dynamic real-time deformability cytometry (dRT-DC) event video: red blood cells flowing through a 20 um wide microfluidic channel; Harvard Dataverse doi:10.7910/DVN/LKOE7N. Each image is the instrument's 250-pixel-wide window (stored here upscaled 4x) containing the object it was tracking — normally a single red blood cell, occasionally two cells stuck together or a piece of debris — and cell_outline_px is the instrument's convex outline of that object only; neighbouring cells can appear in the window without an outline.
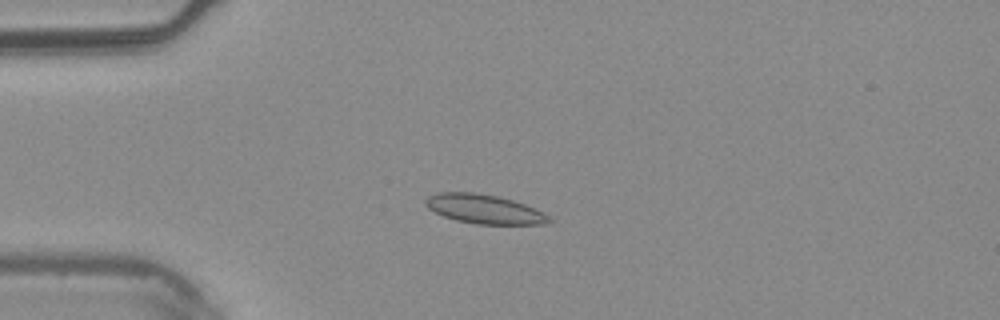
{"species": "common noctule bat (a hibernating species)", "species_latin": "Nyctalus noctula", "temperature_condition": "warm", "stored_images_in_passage": 8, "camera_frame_rate_fps": 3000, "um_per_image_px": 0.085, "animal": {"sex": "male", "body_mass_g": 20.4}, "frame": {"image": 1, "passage_image": 3, "time_ms": 0.667, "image_size_px": [1000, 320], "cell_outline_px": [[556, 220], [544, 224], [476, 224], [456, 220], [444, 216], [428, 208], [424, 204], [424, 200], [428, 196], [436, 192], [472, 192], [496, 196], [512, 200], [524, 204], [544, 212]], "centroid_in_image_um": [41.17, 17.77], "position_along_channel_um": 43.8, "area_um2": 21.04}}
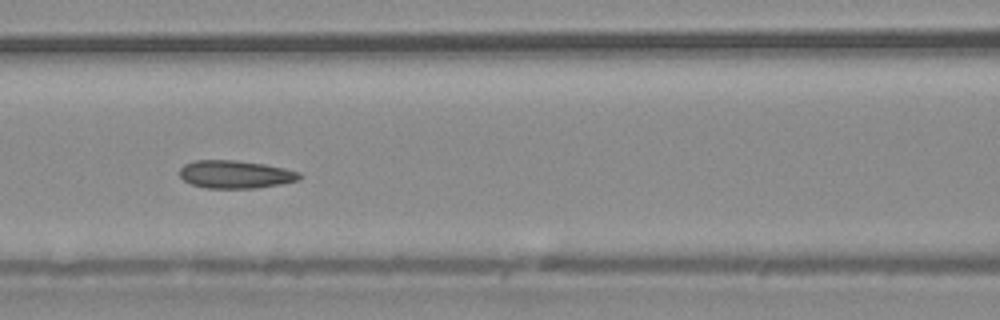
{"frame": {"image": 2, "passage_image": 6, "time_ms": 1.667, "image_size_px": [1000, 320], "cell_outline_px": [[304, 176], [300, 180], [280, 184], [256, 188], [208, 188], [192, 184], [184, 180], [180, 176], [180, 168], [184, 164], [192, 160], [236, 160], [264, 164], [284, 168], [300, 172]], "centroid_in_image_um": [20.03, 14.81], "position_along_channel_um": 146.6, "area_um2": 19.59}}
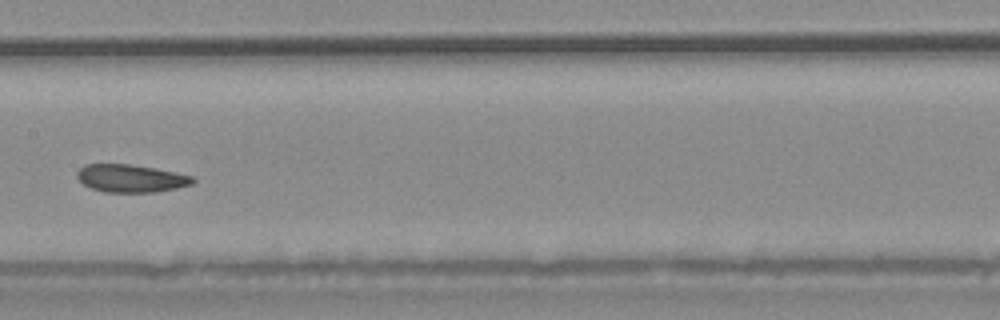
{"frame": {"image": 3, "passage_image": 7, "time_ms": 2.0, "image_size_px": [1000, 320], "cell_outline_px": [[196, 180], [192, 184], [176, 188], [156, 192], [104, 192], [92, 188], [84, 184], [76, 176], [76, 172], [84, 164], [128, 164], [156, 168], [192, 176]], "centroid_in_image_um": [11.12, 15.16], "position_along_channel_um": 196.3, "area_um2": 18.67}}